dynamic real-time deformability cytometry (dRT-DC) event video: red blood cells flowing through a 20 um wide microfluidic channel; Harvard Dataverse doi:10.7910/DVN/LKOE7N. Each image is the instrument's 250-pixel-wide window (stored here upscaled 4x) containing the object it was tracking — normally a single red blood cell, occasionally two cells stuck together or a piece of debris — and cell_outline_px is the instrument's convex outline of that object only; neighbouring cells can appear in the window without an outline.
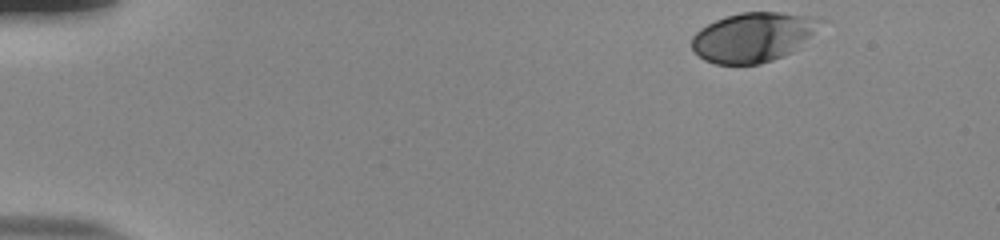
{"species": "human", "species_latin": "Homo sapiens", "temperature_condition": "room temperature", "stored_images_in_passage": 49, "camera_frame_rate_fps": 3000, "um_per_image_px": 0.085, "donor": {"sex": "male"}, "frame": {"image": 1, "passage_image": 1, "time_ms": 0.0, "image_size_px": [1000, 240], "cell_outline_px": [[824, 20], [792, 52], [784, 56], [760, 64], [716, 64], [704, 60], [692, 48], [692, 36], [700, 28], [724, 16], [740, 12], [780, 12], [816, 16]], "centroid_in_image_um": [63.98, 3.14], "position_along_channel_um": 21.0, "area_um2": 36.82}}
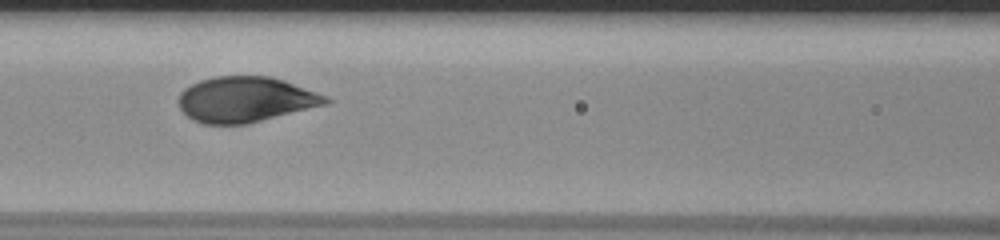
{"frame": {"image": 2, "passage_image": 20, "time_ms": 6.333, "image_size_px": [1000, 240], "cell_outline_px": [[332, 100], [328, 104], [248, 124], [204, 124], [192, 120], [180, 108], [176, 100], [180, 92], [184, 88], [200, 80], [216, 76], [268, 76], [284, 80], [328, 96]], "centroid_in_image_um": [20.86, 8.46], "position_along_channel_um": 145.7, "area_um2": 39.25}}
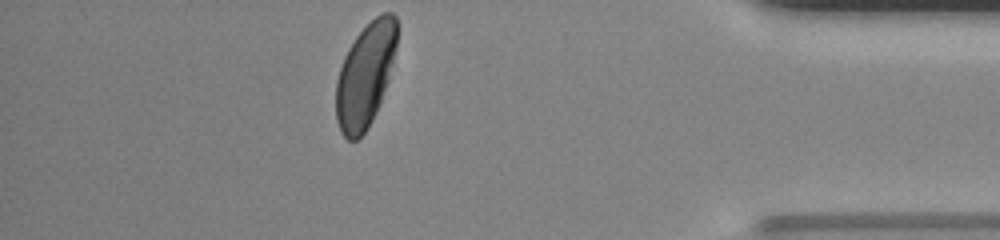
{"frame": {"image": 3, "passage_image": 43, "time_ms": 14.0, "image_size_px": [1000, 240], "cell_outline_px": [[396, 48], [388, 80], [376, 112], [368, 128], [356, 140], [348, 140], [340, 132], [336, 120], [336, 80], [344, 56], [348, 48], [356, 36], [380, 12], [392, 12], [396, 16]], "centroid_in_image_um": [31.03, 6.4], "position_along_channel_um": 404.2, "area_um2": 36.7}, "authors_computed_cell_mechanics": {"area_um2": 38.8994, "velocity_mm_per_s": 3.8052, "shape_relaxation_time_tau1_ms": 2.6976, "shape_relaxation_time_tau2_ms": null, "deformation_change_tau1": 0.1435, "deformation_change_tau2": null}}